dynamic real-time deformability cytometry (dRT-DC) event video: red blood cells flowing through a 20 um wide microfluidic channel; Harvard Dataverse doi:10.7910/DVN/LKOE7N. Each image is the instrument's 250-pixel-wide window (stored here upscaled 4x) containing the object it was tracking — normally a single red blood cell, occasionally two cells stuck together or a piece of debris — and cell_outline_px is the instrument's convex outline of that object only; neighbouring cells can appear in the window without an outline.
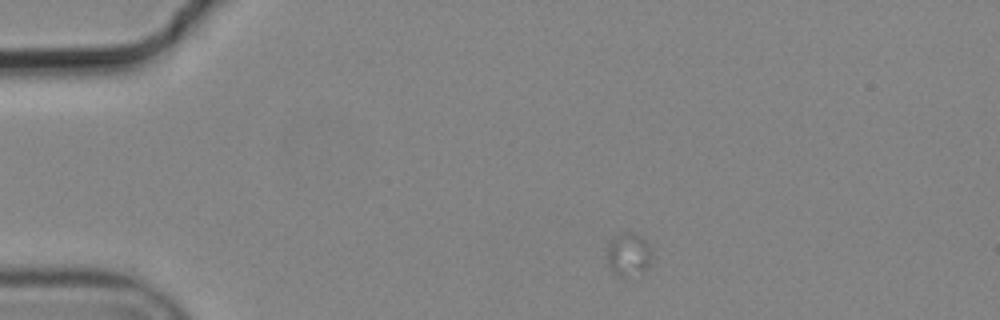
{"species": "common noctule bat (a hibernating species)", "species_latin": "Nyctalus noctula", "temperature_condition": "cold", "stored_images_in_passage": 4, "camera_frame_rate_fps": 3000, "um_per_image_px": 0.085, "animal": {"sex": "male", "body_mass_g": 19.2, "forearm_length_mm": 51.8}, "frame": {"image": 1, "passage_image": 1, "time_ms": 0.0, "image_size_px": [1000, 320], "cell_outline_px": [[652, 248], [648, 264], [644, 268], [624, 276], [620, 276], [612, 272], [608, 260], [608, 244], [612, 236], [624, 232], [640, 232], [648, 240]], "centroid_in_image_um": [53.43, 21.5], "position_along_channel_um": 31.6, "area_um2": 11.16}}